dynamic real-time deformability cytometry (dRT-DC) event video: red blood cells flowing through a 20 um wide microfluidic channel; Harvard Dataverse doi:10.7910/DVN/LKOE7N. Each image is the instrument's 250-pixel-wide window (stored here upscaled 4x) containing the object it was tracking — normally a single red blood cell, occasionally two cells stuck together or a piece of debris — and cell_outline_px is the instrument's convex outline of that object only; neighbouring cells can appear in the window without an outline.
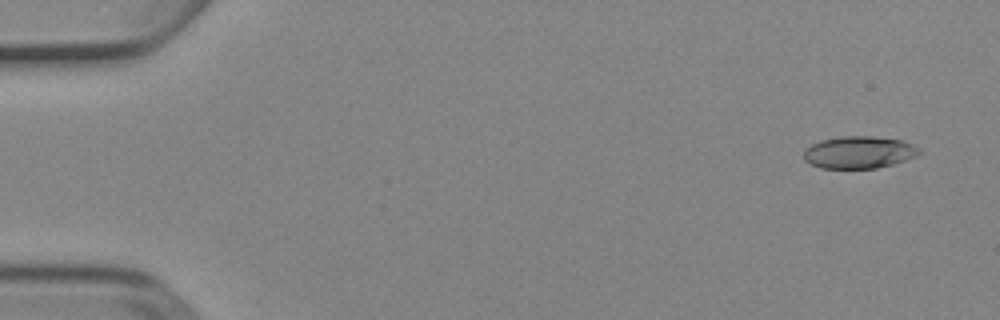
{"species": "Egyptian fruit bat (a non-hibernating species)", "species_latin": "Rousettus aegyptiacus", "temperature_condition": "cold", "stored_images_in_passage": 7, "camera_frame_rate_fps": 3000, "um_per_image_px": 0.085, "animal": {"sex": "female"}, "frame": {"image": 1, "passage_image": 1, "time_ms": 0.0, "image_size_px": [1000, 320], "cell_outline_px": [[924, 152], [916, 156], [892, 164], [876, 168], [820, 168], [804, 160], [804, 148], [820, 140], [840, 136], [872, 136], [904, 140], [920, 148]], "centroid_in_image_um": [73.03, 12.93], "position_along_channel_um": 12.0, "area_um2": 21.85}}
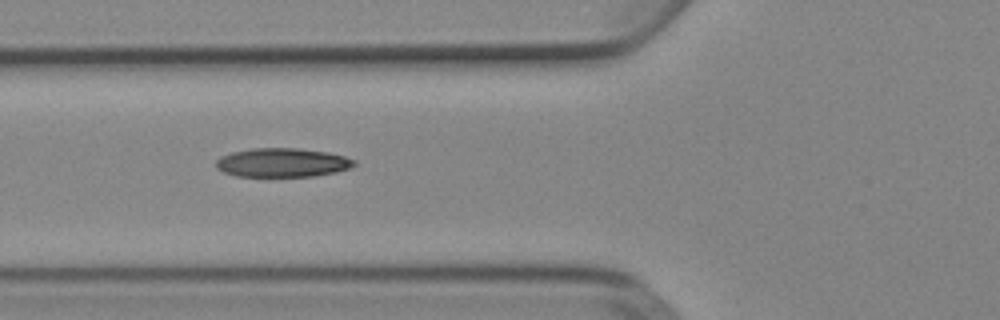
{"frame": {"image": 2, "passage_image": 6, "time_ms": 1.667, "image_size_px": [1000, 320], "cell_outline_px": [[356, 164], [348, 168], [336, 172], [316, 176], [236, 176], [224, 172], [216, 168], [216, 160], [220, 156], [232, 152], [252, 148], [296, 148], [328, 152], [344, 156], [356, 160]], "centroid_in_image_um": [23.99, 13.82], "position_along_channel_um": 101.8, "area_um2": 23.29}}
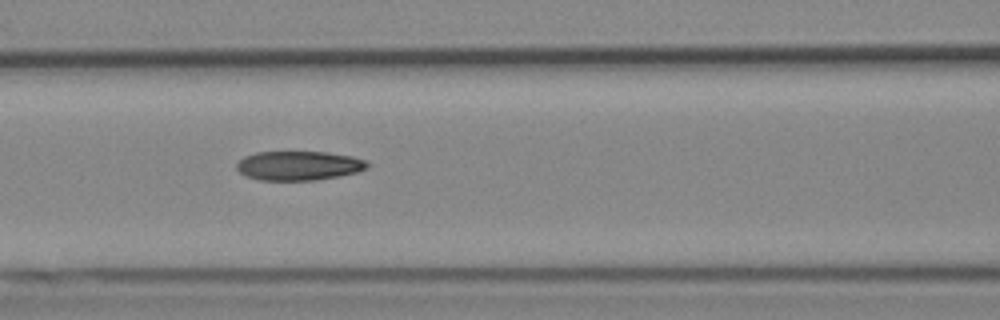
{"frame": {"image": 3, "passage_image": 7, "time_ms": 2.0, "image_size_px": [1000, 320], "cell_outline_px": [[368, 168], [356, 172], [340, 176], [316, 180], [260, 180], [244, 176], [236, 168], [236, 164], [244, 156], [256, 152], [328, 152], [352, 156], [364, 160], [368, 164]], "centroid_in_image_um": [25.37, 14.08], "position_along_channel_um": 141.2, "area_um2": 22.31}}